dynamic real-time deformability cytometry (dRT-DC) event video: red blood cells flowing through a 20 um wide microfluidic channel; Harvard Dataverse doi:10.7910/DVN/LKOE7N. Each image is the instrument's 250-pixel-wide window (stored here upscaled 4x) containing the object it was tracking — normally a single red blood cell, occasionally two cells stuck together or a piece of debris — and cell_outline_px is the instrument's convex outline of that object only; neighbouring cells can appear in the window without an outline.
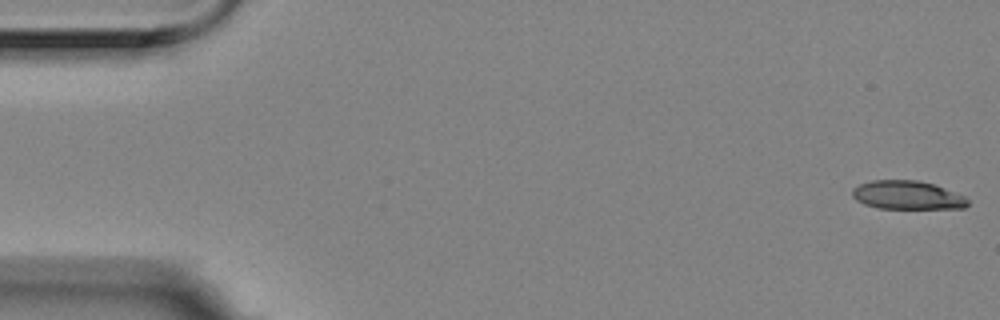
{"species": "Egyptian fruit bat (a non-hibernating species)", "species_latin": "Rousettus aegyptiacus", "temperature_condition": "room temperature", "stored_images_in_passage": 6, "camera_frame_rate_fps": 3000, "um_per_image_px": 0.085, "animal": {"sex": "female"}, "frame": {"image": 1, "passage_image": 1, "time_ms": 0.0, "image_size_px": [1000, 320], "cell_outline_px": [[968, 204], [964, 208], [876, 208], [864, 204], [856, 200], [852, 196], [852, 188], [860, 184], [872, 180], [916, 180], [932, 184], [944, 188], [964, 196], [968, 200]], "centroid_in_image_um": [77.08, 16.59], "position_along_channel_um": 7.9, "area_um2": 19.07}}
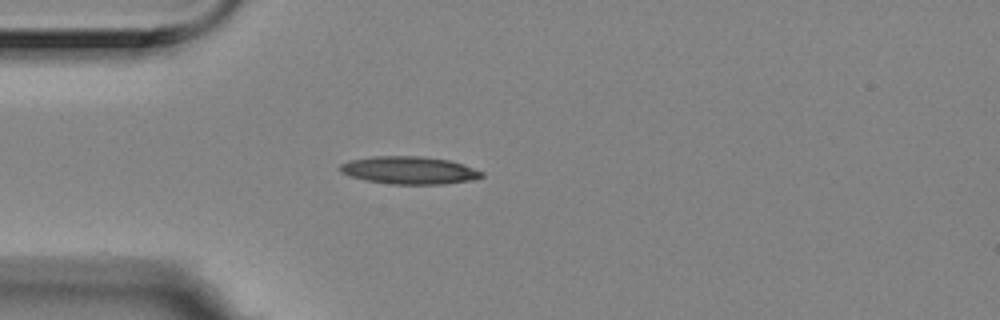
{"frame": {"image": 2, "passage_image": 5, "time_ms": 1.333, "image_size_px": [1000, 320], "cell_outline_px": [[484, 176], [472, 180], [444, 184], [392, 184], [368, 180], [352, 176], [340, 172], [340, 164], [348, 160], [372, 156], [420, 156], [448, 160], [464, 164], [484, 172]], "centroid_in_image_um": [34.81, 14.46], "position_along_channel_um": 50.2, "area_um2": 22.77}}